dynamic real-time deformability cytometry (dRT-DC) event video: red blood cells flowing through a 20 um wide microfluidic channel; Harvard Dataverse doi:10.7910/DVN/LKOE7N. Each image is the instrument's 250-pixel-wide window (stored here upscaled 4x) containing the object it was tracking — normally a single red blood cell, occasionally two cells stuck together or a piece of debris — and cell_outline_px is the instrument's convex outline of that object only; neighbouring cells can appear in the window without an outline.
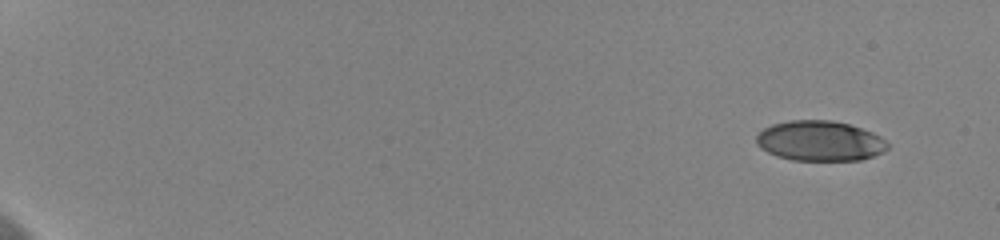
{"species": "human", "species_latin": "Homo sapiens", "temperature_condition": "cold", "stored_images_in_passage": 55, "camera_frame_rate_fps": 3000, "um_per_image_px": 0.085, "donor": {"sex": "female"}, "frame": {"image": 1, "passage_image": 1, "time_ms": 0.0, "image_size_px": [1000, 240], "cell_outline_px": [[888, 148], [884, 152], [860, 160], [792, 160], [776, 156], [760, 148], [756, 144], [756, 136], [764, 128], [772, 124], [788, 120], [832, 120], [848, 124], [872, 132], [880, 136], [888, 144]], "centroid_in_image_um": [69.67, 11.98], "position_along_channel_um": 15.3, "area_um2": 30.75}}
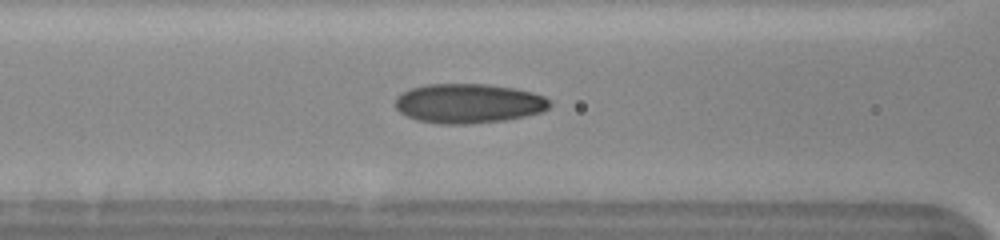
{"frame": {"image": 2, "passage_image": 25, "time_ms": 8.0, "image_size_px": [1000, 240], "cell_outline_px": [[552, 104], [544, 112], [508, 120], [468, 124], [436, 124], [416, 120], [400, 112], [396, 108], [396, 96], [412, 88], [428, 84], [484, 84], [512, 88], [532, 92], [544, 96]], "centroid_in_image_um": [39.84, 8.81], "position_along_channel_um": 126.8, "area_um2": 35.66}}
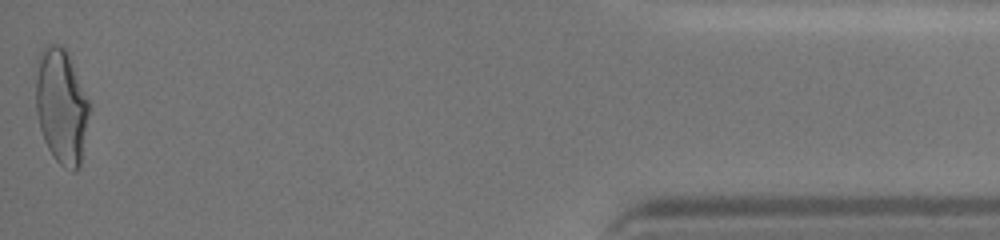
{"frame": {"image": 3, "passage_image": 55, "time_ms": 18.0, "image_size_px": [1000, 240], "cell_outline_px": [[88, 112], [80, 164], [76, 172], [72, 172], [64, 168], [56, 160], [48, 148], [44, 140], [40, 128], [36, 112], [36, 60], [40, 48], [48, 44], [56, 44], [64, 48], [68, 56], [88, 100]], "centroid_in_image_um": [5.16, 9.02], "position_along_channel_um": 430.0, "area_um2": 35.32}, "authors_computed_cell_mechanics": {"area_um2": 33.2928, "velocity_mm_per_s": 3.6531, "shape_relaxation_time_tau1_ms": 5.643, "shape_relaxation_time_tau2_ms": 1.5751, "deformation_change_tau1": 0.1768, "deformation_change_tau2": 0.0677}}